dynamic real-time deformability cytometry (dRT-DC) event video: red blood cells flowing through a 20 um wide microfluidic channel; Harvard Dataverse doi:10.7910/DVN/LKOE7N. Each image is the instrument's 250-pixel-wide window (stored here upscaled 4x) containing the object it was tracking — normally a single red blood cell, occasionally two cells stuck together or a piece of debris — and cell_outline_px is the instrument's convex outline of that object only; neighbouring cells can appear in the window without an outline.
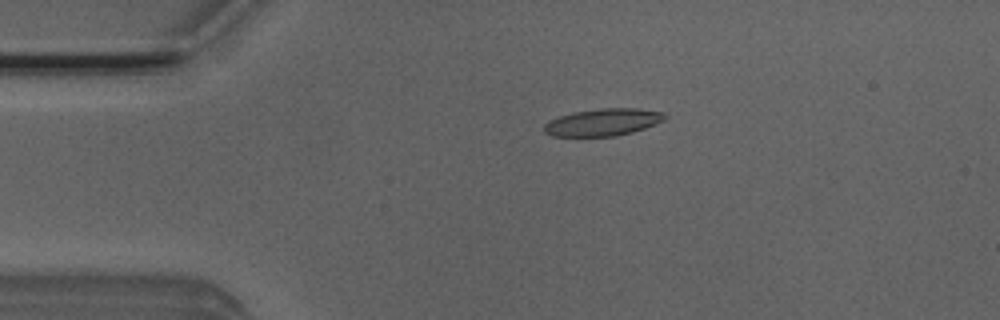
{"species": "Egyptian fruit bat (a non-hibernating species)", "species_latin": "Rousettus aegyptiacus", "temperature_condition": "room temperature", "stored_images_in_passage": 4, "camera_frame_rate_fps": 3000, "um_per_image_px": 0.085, "animal": {"sex": "male"}, "frame": {"image": 1, "passage_image": 3, "time_ms": 0.667, "image_size_px": [1000, 320], "cell_outline_px": [[668, 116], [664, 120], [644, 128], [632, 132], [616, 136], [552, 136], [544, 132], [544, 124], [548, 120], [572, 112], [600, 108], [640, 108], [664, 112]], "centroid_in_image_um": [51.25, 10.38], "position_along_channel_um": 33.7, "area_um2": 19.25}}